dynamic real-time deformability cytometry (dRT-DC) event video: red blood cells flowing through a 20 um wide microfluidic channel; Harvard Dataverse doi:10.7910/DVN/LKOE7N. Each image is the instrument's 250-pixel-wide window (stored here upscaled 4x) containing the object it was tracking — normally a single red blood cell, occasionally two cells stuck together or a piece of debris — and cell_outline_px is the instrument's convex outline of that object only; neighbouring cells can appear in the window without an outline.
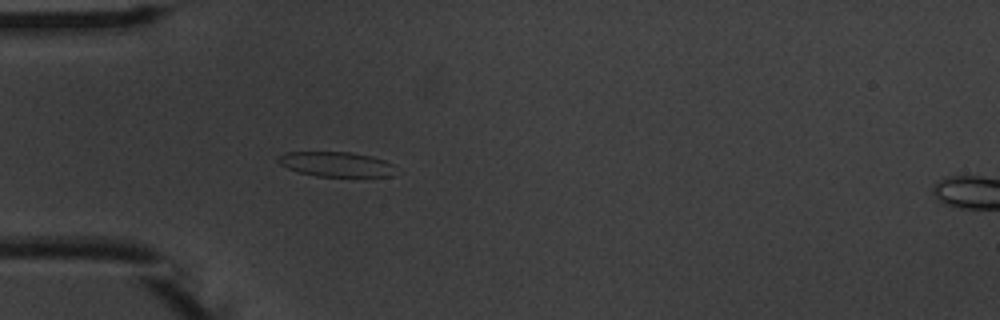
{"species": "common noctule bat (a hibernating species)", "species_latin": "Nyctalus noctula", "temperature_condition": "warm", "stored_images_in_passage": 39, "camera_frame_rate_fps": 3000, "um_per_image_px": 0.085, "animal": {"sex": "male", "body_mass_g": 20.1, "forearm_length_mm": 53.5}, "frame": {"image": 1, "passage_image": 1, "time_ms": 0.0, "image_size_px": [1000, 320], "cell_outline_px": [[392, 176], [316, 176], [296, 172], [280, 164], [276, 160], [276, 156], [284, 152], [352, 152], [372, 156], [384, 160], [392, 164]], "centroid_in_image_um": [28.48, 13.94], "position_along_channel_um": 56.5, "area_um2": 16.99}}
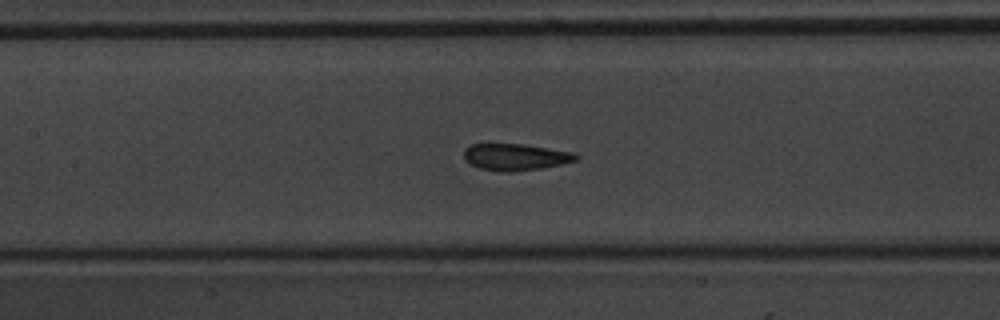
{"frame": {"image": 2, "passage_image": 10, "time_ms": 3.0, "image_size_px": [1000, 320], "cell_outline_px": [[580, 160], [564, 164], [540, 168], [512, 172], [500, 172], [480, 168], [464, 160], [464, 148], [472, 144], [524, 144], [572, 152], [580, 156]], "centroid_in_image_um": [43.84, 13.35], "position_along_channel_um": 163.6, "area_um2": 17.57}}
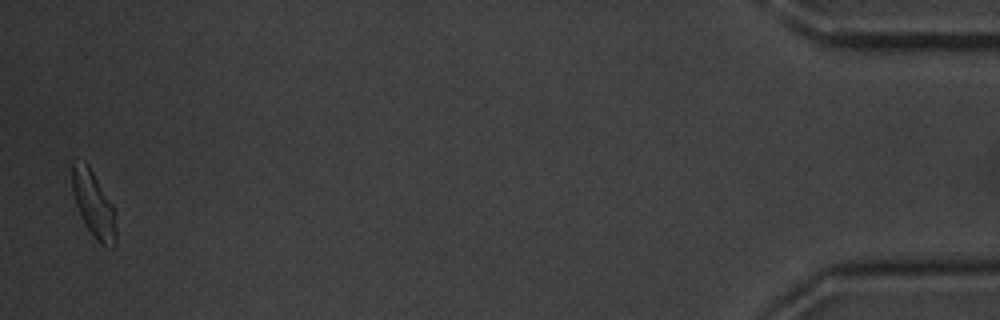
{"frame": {"image": 3, "passage_image": 38, "time_ms": 12.333, "image_size_px": [1000, 320], "cell_outline_px": [[116, 244], [112, 248], [100, 244], [96, 240], [88, 228], [76, 204], [72, 192], [72, 164], [84, 160], [88, 164], [112, 204], [116, 232]], "centroid_in_image_um": [7.96, 17.37], "position_along_channel_um": 427.2, "area_um2": 16.47}, "authors_computed_cell_mechanics": {"area_um2": 17.4556, "velocity_mm_per_s": 3.7553, "shape_relaxation_time_tau1_ms": 5.8407, "shape_relaxation_time_tau2_ms": 1.0328, "deformation_change_tau1": 0.1486, "deformation_change_tau2": 0.0868}}